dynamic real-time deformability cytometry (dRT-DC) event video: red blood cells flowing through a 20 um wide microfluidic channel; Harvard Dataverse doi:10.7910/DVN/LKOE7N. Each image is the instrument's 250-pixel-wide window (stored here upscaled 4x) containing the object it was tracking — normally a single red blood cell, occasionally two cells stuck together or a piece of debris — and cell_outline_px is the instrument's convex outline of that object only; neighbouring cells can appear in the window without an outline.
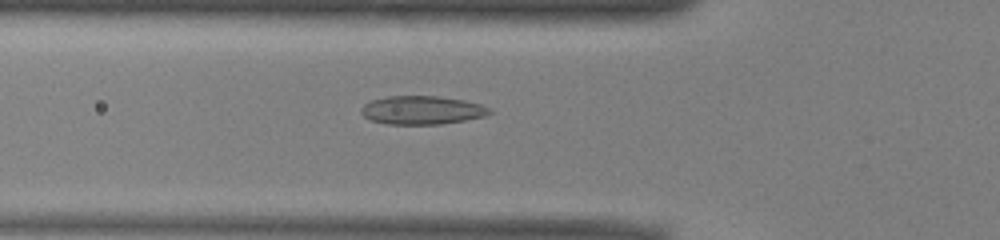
{"species": "common noctule bat (a hibernating species)", "species_latin": "Nyctalus noctula", "temperature_condition": "warm", "stored_images_in_passage": 39, "camera_frame_rate_fps": 3000, "um_per_image_px": 0.085, "animal": {"sex": "male", "body_mass_g": 13.0, "forearm_length_mm": 53.1}, "frame": {"image": 1, "passage_image": 5, "time_ms": 1.333, "image_size_px": [1000, 240], "cell_outline_px": [[492, 112], [484, 116], [464, 120], [440, 124], [388, 124], [372, 120], [364, 116], [360, 112], [360, 108], [364, 104], [372, 100], [388, 96], [440, 96], [464, 100], [480, 104], [488, 108]], "centroid_in_image_um": [35.84, 9.35], "position_along_channel_um": 90.0, "area_um2": 21.15}}
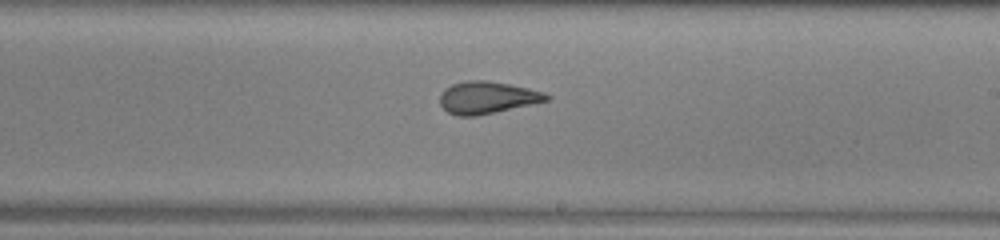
{"frame": {"image": 2, "passage_image": 17, "time_ms": 5.333, "image_size_px": [1000, 240], "cell_outline_px": [[552, 100], [476, 116], [456, 116], [448, 112], [440, 104], [440, 92], [444, 88], [452, 84], [464, 80], [484, 80], [508, 84], [528, 88], [544, 92], [552, 96]], "centroid_in_image_um": [41.42, 8.29], "position_along_channel_um": 247.6, "area_um2": 20.17}}
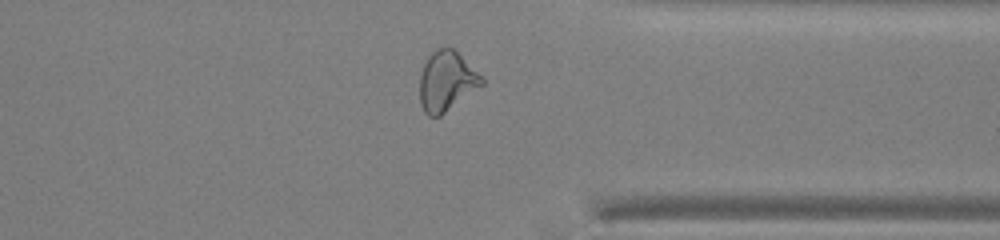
{"frame": {"image": 3, "passage_image": 27, "time_ms": 8.667, "image_size_px": [1000, 240], "cell_outline_px": [[484, 84], [440, 116], [428, 116], [424, 112], [420, 104], [420, 76], [424, 64], [428, 56], [436, 48], [444, 44], [452, 48], [484, 76]], "centroid_in_image_um": [37.96, 6.87], "position_along_channel_um": 373.4, "area_um2": 21.85}, "authors_computed_cell_mechanics": {"area_um2": 20.9814, "velocity_mm_per_s": 3.9415, "shape_relaxation_time_tau1_ms": 9.5145, "shape_relaxation_time_tau2_ms": 1.3117, "deformation_change_tau1": 0.234, "deformation_change_tau2": 0.0763}}